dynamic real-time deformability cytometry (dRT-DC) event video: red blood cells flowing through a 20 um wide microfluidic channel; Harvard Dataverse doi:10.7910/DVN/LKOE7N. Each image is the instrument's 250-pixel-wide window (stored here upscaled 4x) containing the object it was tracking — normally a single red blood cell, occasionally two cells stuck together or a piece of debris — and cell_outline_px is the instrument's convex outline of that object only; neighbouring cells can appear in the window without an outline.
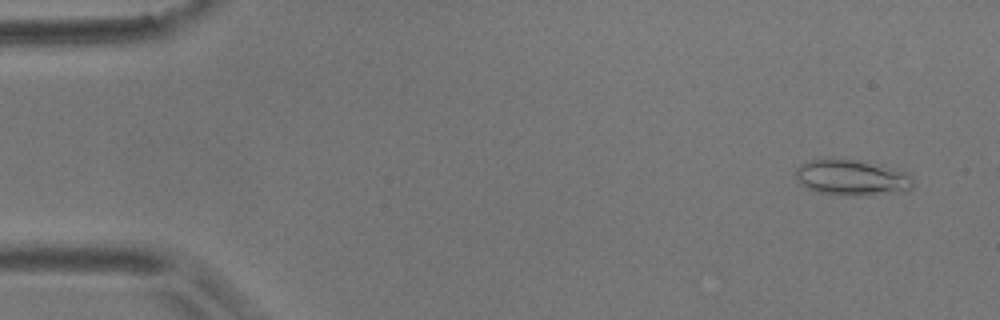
{"species": "common noctule bat (a hibernating species)", "species_latin": "Nyctalus noctula", "temperature_condition": "room temperature", "stored_images_in_passage": 2, "camera_frame_rate_fps": 3000, "um_per_image_px": 0.085, "animal": {"sex": "male", "body_mass_g": 17.9}, "frame": {"image": 1, "passage_image": 1, "time_ms": 0.0, "image_size_px": [1000, 320], "cell_outline_px": [[916, 184], [912, 188], [868, 196], [840, 196], [816, 192], [800, 184], [796, 180], [796, 168], [800, 164], [808, 160], [828, 156], [832, 156], [856, 160], [888, 168], [900, 172], [908, 176]], "centroid_in_image_um": [72.25, 15.09], "position_along_channel_um": 12.8, "area_um2": 24.68}}